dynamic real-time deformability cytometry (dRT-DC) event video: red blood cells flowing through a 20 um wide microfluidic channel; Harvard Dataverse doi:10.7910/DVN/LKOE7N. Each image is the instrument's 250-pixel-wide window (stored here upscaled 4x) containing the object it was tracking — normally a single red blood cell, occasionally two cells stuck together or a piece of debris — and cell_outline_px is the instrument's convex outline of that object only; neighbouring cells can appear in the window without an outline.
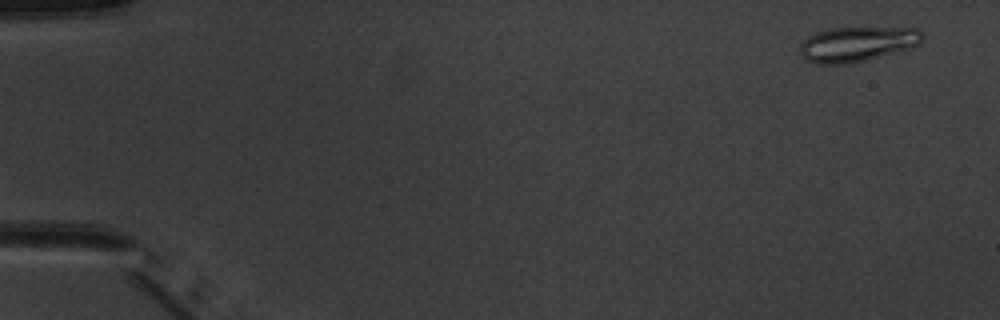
{"species": "common noctule bat (a hibernating species)", "species_latin": "Nyctalus noctula", "temperature_condition": "warm", "stored_images_in_passage": 6, "camera_frame_rate_fps": 3000, "um_per_image_px": 0.085, "animal": {"sex": "male", "body_mass_g": 20.1, "forearm_length_mm": 53.5}, "frame": {"image": 1, "passage_image": 1, "time_ms": 0.0, "image_size_px": [1000, 320], "cell_outline_px": [[924, 36], [920, 44], [864, 60], [844, 64], [816, 64], [808, 60], [800, 52], [800, 44], [808, 36], [832, 28], [920, 28]], "centroid_in_image_um": [72.86, 3.73], "position_along_channel_um": 12.1, "area_um2": 24.33}}
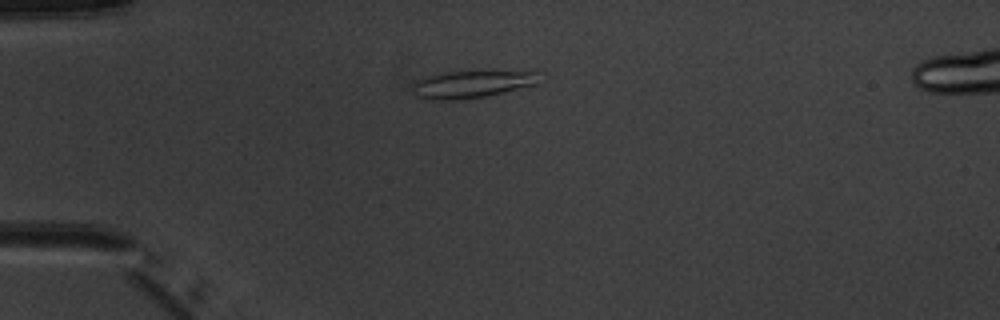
{"frame": {"image": 2, "passage_image": 4, "time_ms": 3.667, "image_size_px": [1000, 320], "cell_outline_px": [[544, 72], [536, 84], [484, 96], [456, 100], [424, 100], [416, 96], [412, 92], [412, 80], [444, 72], [476, 68]], "centroid_in_image_um": [40.1, 7.09], "position_along_channel_um": 44.9, "area_um2": 21.5}}
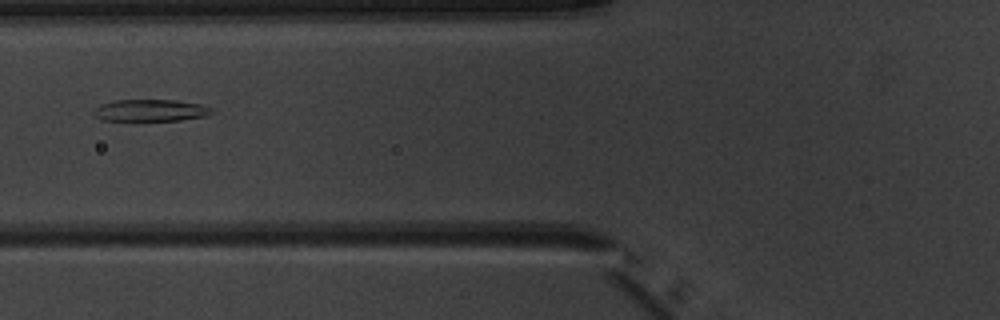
{"frame": {"image": 3, "passage_image": 6, "time_ms": 6.0, "image_size_px": [1000, 320], "cell_outline_px": [[216, 112], [204, 116], [180, 120], [104, 120], [96, 116], [92, 112], [92, 108], [100, 104], [112, 100], [176, 100], [200, 104], [212, 108]], "centroid_in_image_um": [12.77, 9.37], "position_along_channel_um": 113.0, "area_um2": 15.09}}